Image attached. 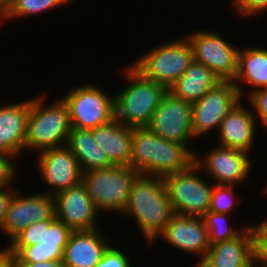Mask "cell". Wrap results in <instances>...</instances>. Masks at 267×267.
I'll return each instance as SVG.
<instances>
[{
    "instance_id": "obj_1",
    "label": "cell",
    "mask_w": 267,
    "mask_h": 267,
    "mask_svg": "<svg viewBox=\"0 0 267 267\" xmlns=\"http://www.w3.org/2000/svg\"><path fill=\"white\" fill-rule=\"evenodd\" d=\"M193 150L157 136L149 127L132 128L130 167L142 175L164 178L188 169L194 163Z\"/></svg>"
},
{
    "instance_id": "obj_2",
    "label": "cell",
    "mask_w": 267,
    "mask_h": 267,
    "mask_svg": "<svg viewBox=\"0 0 267 267\" xmlns=\"http://www.w3.org/2000/svg\"><path fill=\"white\" fill-rule=\"evenodd\" d=\"M122 215L132 216L145 241L155 244L174 215L164 178L139 174L133 181Z\"/></svg>"
},
{
    "instance_id": "obj_3",
    "label": "cell",
    "mask_w": 267,
    "mask_h": 267,
    "mask_svg": "<svg viewBox=\"0 0 267 267\" xmlns=\"http://www.w3.org/2000/svg\"><path fill=\"white\" fill-rule=\"evenodd\" d=\"M122 72L129 85L114 95L115 119L131 128L148 127L168 89L144 77L132 65Z\"/></svg>"
},
{
    "instance_id": "obj_4",
    "label": "cell",
    "mask_w": 267,
    "mask_h": 267,
    "mask_svg": "<svg viewBox=\"0 0 267 267\" xmlns=\"http://www.w3.org/2000/svg\"><path fill=\"white\" fill-rule=\"evenodd\" d=\"M42 95L30 99L24 146V150H36L39 153L66 145L72 128L68 108L63 99L60 97L46 105V96L44 93Z\"/></svg>"
},
{
    "instance_id": "obj_5",
    "label": "cell",
    "mask_w": 267,
    "mask_h": 267,
    "mask_svg": "<svg viewBox=\"0 0 267 267\" xmlns=\"http://www.w3.org/2000/svg\"><path fill=\"white\" fill-rule=\"evenodd\" d=\"M139 173L132 167L113 166L82 172L81 184L98 212H123Z\"/></svg>"
},
{
    "instance_id": "obj_6",
    "label": "cell",
    "mask_w": 267,
    "mask_h": 267,
    "mask_svg": "<svg viewBox=\"0 0 267 267\" xmlns=\"http://www.w3.org/2000/svg\"><path fill=\"white\" fill-rule=\"evenodd\" d=\"M194 60L193 47L187 37L158 44L131 65L144 77L167 89L186 71Z\"/></svg>"
},
{
    "instance_id": "obj_7",
    "label": "cell",
    "mask_w": 267,
    "mask_h": 267,
    "mask_svg": "<svg viewBox=\"0 0 267 267\" xmlns=\"http://www.w3.org/2000/svg\"><path fill=\"white\" fill-rule=\"evenodd\" d=\"M69 90L61 98L68 108L71 127L93 129L115 119L114 95L91 83Z\"/></svg>"
},
{
    "instance_id": "obj_8",
    "label": "cell",
    "mask_w": 267,
    "mask_h": 267,
    "mask_svg": "<svg viewBox=\"0 0 267 267\" xmlns=\"http://www.w3.org/2000/svg\"><path fill=\"white\" fill-rule=\"evenodd\" d=\"M193 163L188 169L164 177L174 214L202 217L209 211L214 185H209L197 173Z\"/></svg>"
},
{
    "instance_id": "obj_9",
    "label": "cell",
    "mask_w": 267,
    "mask_h": 267,
    "mask_svg": "<svg viewBox=\"0 0 267 267\" xmlns=\"http://www.w3.org/2000/svg\"><path fill=\"white\" fill-rule=\"evenodd\" d=\"M193 47L196 62L204 64L221 81H234L238 50L218 32L198 30L186 36Z\"/></svg>"
},
{
    "instance_id": "obj_10",
    "label": "cell",
    "mask_w": 267,
    "mask_h": 267,
    "mask_svg": "<svg viewBox=\"0 0 267 267\" xmlns=\"http://www.w3.org/2000/svg\"><path fill=\"white\" fill-rule=\"evenodd\" d=\"M242 99L233 81H221L200 100L192 103L194 138L215 129L218 131L221 122Z\"/></svg>"
},
{
    "instance_id": "obj_11",
    "label": "cell",
    "mask_w": 267,
    "mask_h": 267,
    "mask_svg": "<svg viewBox=\"0 0 267 267\" xmlns=\"http://www.w3.org/2000/svg\"><path fill=\"white\" fill-rule=\"evenodd\" d=\"M148 127L167 141L190 146L189 141L194 138L192 103L178 99L167 92L153 113Z\"/></svg>"
},
{
    "instance_id": "obj_12",
    "label": "cell",
    "mask_w": 267,
    "mask_h": 267,
    "mask_svg": "<svg viewBox=\"0 0 267 267\" xmlns=\"http://www.w3.org/2000/svg\"><path fill=\"white\" fill-rule=\"evenodd\" d=\"M249 153L225 146H216L204 157L195 153L194 163L219 185H237L252 172Z\"/></svg>"
},
{
    "instance_id": "obj_13",
    "label": "cell",
    "mask_w": 267,
    "mask_h": 267,
    "mask_svg": "<svg viewBox=\"0 0 267 267\" xmlns=\"http://www.w3.org/2000/svg\"><path fill=\"white\" fill-rule=\"evenodd\" d=\"M22 194L16 190L0 226V232L11 239L8 244L31 223L56 219L54 195L39 192L27 197Z\"/></svg>"
},
{
    "instance_id": "obj_14",
    "label": "cell",
    "mask_w": 267,
    "mask_h": 267,
    "mask_svg": "<svg viewBox=\"0 0 267 267\" xmlns=\"http://www.w3.org/2000/svg\"><path fill=\"white\" fill-rule=\"evenodd\" d=\"M36 166L41 179L50 186L44 191L47 194L55 195L81 183L78 160L66 145L38 153Z\"/></svg>"
},
{
    "instance_id": "obj_15",
    "label": "cell",
    "mask_w": 267,
    "mask_h": 267,
    "mask_svg": "<svg viewBox=\"0 0 267 267\" xmlns=\"http://www.w3.org/2000/svg\"><path fill=\"white\" fill-rule=\"evenodd\" d=\"M55 217L72 231L98 229L100 213L80 183L54 195Z\"/></svg>"
},
{
    "instance_id": "obj_16",
    "label": "cell",
    "mask_w": 267,
    "mask_h": 267,
    "mask_svg": "<svg viewBox=\"0 0 267 267\" xmlns=\"http://www.w3.org/2000/svg\"><path fill=\"white\" fill-rule=\"evenodd\" d=\"M178 250L199 256L197 265L210 248L208 231L202 217L174 214L157 236Z\"/></svg>"
},
{
    "instance_id": "obj_17",
    "label": "cell",
    "mask_w": 267,
    "mask_h": 267,
    "mask_svg": "<svg viewBox=\"0 0 267 267\" xmlns=\"http://www.w3.org/2000/svg\"><path fill=\"white\" fill-rule=\"evenodd\" d=\"M100 230L72 231L63 251L65 267H95L111 245Z\"/></svg>"
},
{
    "instance_id": "obj_18",
    "label": "cell",
    "mask_w": 267,
    "mask_h": 267,
    "mask_svg": "<svg viewBox=\"0 0 267 267\" xmlns=\"http://www.w3.org/2000/svg\"><path fill=\"white\" fill-rule=\"evenodd\" d=\"M30 99L0 106V152L12 158L24 151Z\"/></svg>"
},
{
    "instance_id": "obj_19",
    "label": "cell",
    "mask_w": 267,
    "mask_h": 267,
    "mask_svg": "<svg viewBox=\"0 0 267 267\" xmlns=\"http://www.w3.org/2000/svg\"><path fill=\"white\" fill-rule=\"evenodd\" d=\"M240 101L221 122L218 129V144L251 152L256 133V116Z\"/></svg>"
},
{
    "instance_id": "obj_20",
    "label": "cell",
    "mask_w": 267,
    "mask_h": 267,
    "mask_svg": "<svg viewBox=\"0 0 267 267\" xmlns=\"http://www.w3.org/2000/svg\"><path fill=\"white\" fill-rule=\"evenodd\" d=\"M253 261L251 225L233 239L210 245L205 258L195 267H247Z\"/></svg>"
},
{
    "instance_id": "obj_21",
    "label": "cell",
    "mask_w": 267,
    "mask_h": 267,
    "mask_svg": "<svg viewBox=\"0 0 267 267\" xmlns=\"http://www.w3.org/2000/svg\"><path fill=\"white\" fill-rule=\"evenodd\" d=\"M96 143L113 166L130 167L132 128L116 119L91 129Z\"/></svg>"
},
{
    "instance_id": "obj_22",
    "label": "cell",
    "mask_w": 267,
    "mask_h": 267,
    "mask_svg": "<svg viewBox=\"0 0 267 267\" xmlns=\"http://www.w3.org/2000/svg\"><path fill=\"white\" fill-rule=\"evenodd\" d=\"M220 82L221 80L204 64L193 60L168 92L178 99L194 103Z\"/></svg>"
},
{
    "instance_id": "obj_23",
    "label": "cell",
    "mask_w": 267,
    "mask_h": 267,
    "mask_svg": "<svg viewBox=\"0 0 267 267\" xmlns=\"http://www.w3.org/2000/svg\"><path fill=\"white\" fill-rule=\"evenodd\" d=\"M241 97L244 85L253 86L249 94L257 89L267 87V49L246 47L238 50L237 74L233 81Z\"/></svg>"
},
{
    "instance_id": "obj_24",
    "label": "cell",
    "mask_w": 267,
    "mask_h": 267,
    "mask_svg": "<svg viewBox=\"0 0 267 267\" xmlns=\"http://www.w3.org/2000/svg\"><path fill=\"white\" fill-rule=\"evenodd\" d=\"M66 146L78 160L82 172L113 167L106 153L94 140L91 129L72 127Z\"/></svg>"
},
{
    "instance_id": "obj_25",
    "label": "cell",
    "mask_w": 267,
    "mask_h": 267,
    "mask_svg": "<svg viewBox=\"0 0 267 267\" xmlns=\"http://www.w3.org/2000/svg\"><path fill=\"white\" fill-rule=\"evenodd\" d=\"M16 263H34L63 259L66 245L35 244L28 246H8Z\"/></svg>"
},
{
    "instance_id": "obj_26",
    "label": "cell",
    "mask_w": 267,
    "mask_h": 267,
    "mask_svg": "<svg viewBox=\"0 0 267 267\" xmlns=\"http://www.w3.org/2000/svg\"><path fill=\"white\" fill-rule=\"evenodd\" d=\"M229 215L230 214L208 211L202 216L208 231L210 245L233 239L246 227L245 225L241 228V230H237L235 227L229 225Z\"/></svg>"
},
{
    "instance_id": "obj_27",
    "label": "cell",
    "mask_w": 267,
    "mask_h": 267,
    "mask_svg": "<svg viewBox=\"0 0 267 267\" xmlns=\"http://www.w3.org/2000/svg\"><path fill=\"white\" fill-rule=\"evenodd\" d=\"M71 0H14L13 6L9 12L0 20L2 21L35 16V14H42L53 8L61 7Z\"/></svg>"
},
{
    "instance_id": "obj_28",
    "label": "cell",
    "mask_w": 267,
    "mask_h": 267,
    "mask_svg": "<svg viewBox=\"0 0 267 267\" xmlns=\"http://www.w3.org/2000/svg\"><path fill=\"white\" fill-rule=\"evenodd\" d=\"M239 197L235 196L234 185L214 184L209 211L231 214L234 212Z\"/></svg>"
},
{
    "instance_id": "obj_29",
    "label": "cell",
    "mask_w": 267,
    "mask_h": 267,
    "mask_svg": "<svg viewBox=\"0 0 267 267\" xmlns=\"http://www.w3.org/2000/svg\"><path fill=\"white\" fill-rule=\"evenodd\" d=\"M56 219H48L42 222L31 223L19 233L8 245L28 246L39 244L45 236V227H49Z\"/></svg>"
},
{
    "instance_id": "obj_30",
    "label": "cell",
    "mask_w": 267,
    "mask_h": 267,
    "mask_svg": "<svg viewBox=\"0 0 267 267\" xmlns=\"http://www.w3.org/2000/svg\"><path fill=\"white\" fill-rule=\"evenodd\" d=\"M252 256L256 267H267V234L258 226L251 225Z\"/></svg>"
},
{
    "instance_id": "obj_31",
    "label": "cell",
    "mask_w": 267,
    "mask_h": 267,
    "mask_svg": "<svg viewBox=\"0 0 267 267\" xmlns=\"http://www.w3.org/2000/svg\"><path fill=\"white\" fill-rule=\"evenodd\" d=\"M72 230L63 222L55 220L49 227H45V236L41 244L67 245Z\"/></svg>"
},
{
    "instance_id": "obj_32",
    "label": "cell",
    "mask_w": 267,
    "mask_h": 267,
    "mask_svg": "<svg viewBox=\"0 0 267 267\" xmlns=\"http://www.w3.org/2000/svg\"><path fill=\"white\" fill-rule=\"evenodd\" d=\"M247 96V101H249L253 108V114L257 116V120L259 119V122L267 129V87L257 89Z\"/></svg>"
},
{
    "instance_id": "obj_33",
    "label": "cell",
    "mask_w": 267,
    "mask_h": 267,
    "mask_svg": "<svg viewBox=\"0 0 267 267\" xmlns=\"http://www.w3.org/2000/svg\"><path fill=\"white\" fill-rule=\"evenodd\" d=\"M130 261L127 254L111 244L95 267H132Z\"/></svg>"
},
{
    "instance_id": "obj_34",
    "label": "cell",
    "mask_w": 267,
    "mask_h": 267,
    "mask_svg": "<svg viewBox=\"0 0 267 267\" xmlns=\"http://www.w3.org/2000/svg\"><path fill=\"white\" fill-rule=\"evenodd\" d=\"M232 6L242 17H259L263 12H267V0H233Z\"/></svg>"
},
{
    "instance_id": "obj_35",
    "label": "cell",
    "mask_w": 267,
    "mask_h": 267,
    "mask_svg": "<svg viewBox=\"0 0 267 267\" xmlns=\"http://www.w3.org/2000/svg\"><path fill=\"white\" fill-rule=\"evenodd\" d=\"M13 158L0 152V188L10 186L17 174V166L13 163Z\"/></svg>"
},
{
    "instance_id": "obj_36",
    "label": "cell",
    "mask_w": 267,
    "mask_h": 267,
    "mask_svg": "<svg viewBox=\"0 0 267 267\" xmlns=\"http://www.w3.org/2000/svg\"><path fill=\"white\" fill-rule=\"evenodd\" d=\"M15 190L16 189L12 190L11 186L0 188V226L2 225L5 215L9 209L11 200L16 192Z\"/></svg>"
},
{
    "instance_id": "obj_37",
    "label": "cell",
    "mask_w": 267,
    "mask_h": 267,
    "mask_svg": "<svg viewBox=\"0 0 267 267\" xmlns=\"http://www.w3.org/2000/svg\"><path fill=\"white\" fill-rule=\"evenodd\" d=\"M0 267H16L15 257L7 247L0 250Z\"/></svg>"
},
{
    "instance_id": "obj_38",
    "label": "cell",
    "mask_w": 267,
    "mask_h": 267,
    "mask_svg": "<svg viewBox=\"0 0 267 267\" xmlns=\"http://www.w3.org/2000/svg\"><path fill=\"white\" fill-rule=\"evenodd\" d=\"M16 267H65L62 260L34 262V263H16Z\"/></svg>"
},
{
    "instance_id": "obj_39",
    "label": "cell",
    "mask_w": 267,
    "mask_h": 267,
    "mask_svg": "<svg viewBox=\"0 0 267 267\" xmlns=\"http://www.w3.org/2000/svg\"><path fill=\"white\" fill-rule=\"evenodd\" d=\"M14 0H0V20L9 12Z\"/></svg>"
},
{
    "instance_id": "obj_40",
    "label": "cell",
    "mask_w": 267,
    "mask_h": 267,
    "mask_svg": "<svg viewBox=\"0 0 267 267\" xmlns=\"http://www.w3.org/2000/svg\"><path fill=\"white\" fill-rule=\"evenodd\" d=\"M258 226L267 234V218L262 223L260 222V225L258 223Z\"/></svg>"
},
{
    "instance_id": "obj_41",
    "label": "cell",
    "mask_w": 267,
    "mask_h": 267,
    "mask_svg": "<svg viewBox=\"0 0 267 267\" xmlns=\"http://www.w3.org/2000/svg\"><path fill=\"white\" fill-rule=\"evenodd\" d=\"M247 267H256L253 263V261L247 266Z\"/></svg>"
}]
</instances>
